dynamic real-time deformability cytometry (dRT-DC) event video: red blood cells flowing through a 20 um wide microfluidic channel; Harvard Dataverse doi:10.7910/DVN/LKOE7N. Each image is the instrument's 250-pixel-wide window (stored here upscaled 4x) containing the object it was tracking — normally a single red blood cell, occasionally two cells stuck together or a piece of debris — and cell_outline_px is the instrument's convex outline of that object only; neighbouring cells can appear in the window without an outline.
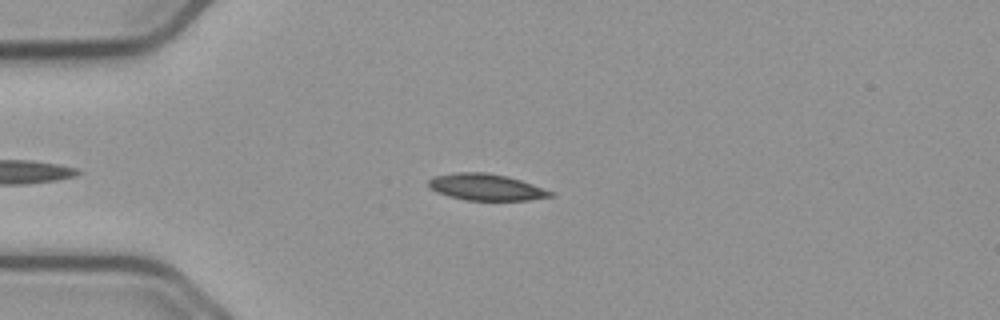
{"species": "common noctule bat (a hibernating species)", "species_latin": "Nyctalus noctula", "temperature_condition": "cold", "stored_images_in_passage": 42, "camera_frame_rate_fps": 3000, "um_per_image_px": 0.085, "animal": {"sex": "male", "body_mass_g": 23.1, "forearm_length_mm": 52.7}, "frame": {"image": 1, "passage_image": 5, "time_ms": 1.333, "image_size_px": [1000, 320], "cell_outline_px": [[556, 196], [528, 200], [464, 200], [448, 196], [436, 192], [428, 188], [428, 180], [436, 176], [456, 172], [484, 172], [508, 176], [556, 192]], "centroid_in_image_um": [41.34, 15.91], "position_along_channel_um": 43.7, "area_um2": 19.02}}
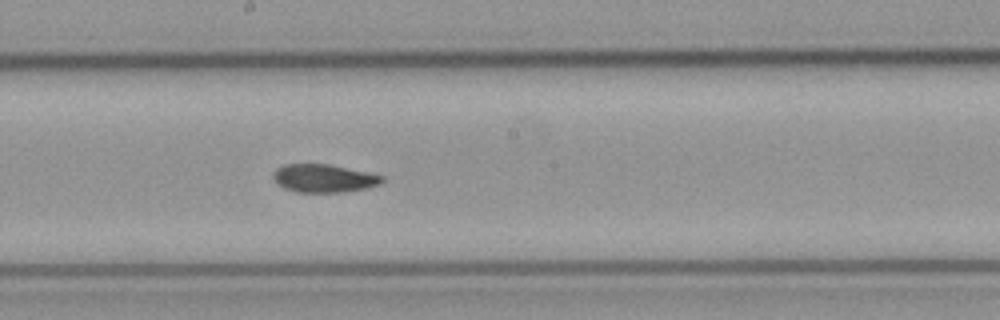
{"frame": {"image": 2, "passage_image": 21, "time_ms": 6.667, "image_size_px": [1000, 320], "cell_outline_px": [[384, 180], [380, 184], [364, 188], [344, 192], [296, 192], [284, 188], [272, 176], [272, 172], [276, 168], [284, 164], [328, 164], [368, 172], [384, 176]], "centroid_in_image_um": [27.52, 15.15], "position_along_channel_um": 220.7, "area_um2": 17.74}}
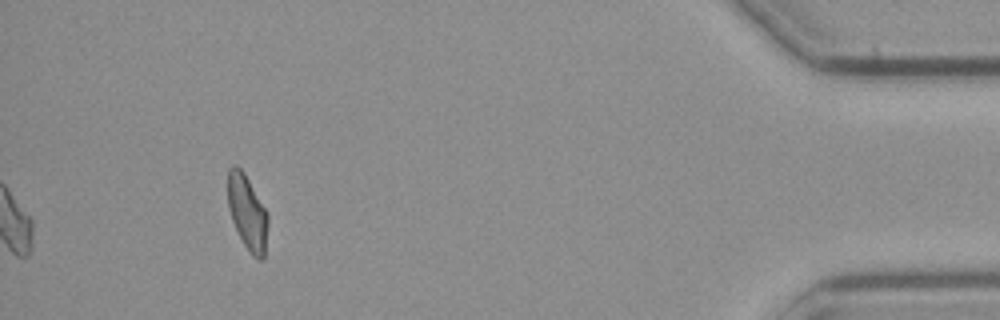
{"frame": {"image": 3, "passage_image": 42, "time_ms": 13.667, "image_size_px": [1000, 320], "cell_outline_px": [[268, 224], [264, 260], [260, 260], [252, 256], [244, 244], [232, 220], [228, 208], [228, 168], [232, 164], [236, 164], [244, 172], [268, 212]], "centroid_in_image_um": [21.03, 18.04], "position_along_channel_um": 414.2, "area_um2": 17.63}, "authors_computed_cell_mechanics": {"area_um2": 18.1781, "velocity_mm_per_s": 3.7249, "shape_relaxation_time_tau1_ms": 7.1734, "shape_relaxation_time_tau2_ms": 2.3079, "deformation_change_tau1": 0.1548, "deformation_change_tau2": 0.067}}